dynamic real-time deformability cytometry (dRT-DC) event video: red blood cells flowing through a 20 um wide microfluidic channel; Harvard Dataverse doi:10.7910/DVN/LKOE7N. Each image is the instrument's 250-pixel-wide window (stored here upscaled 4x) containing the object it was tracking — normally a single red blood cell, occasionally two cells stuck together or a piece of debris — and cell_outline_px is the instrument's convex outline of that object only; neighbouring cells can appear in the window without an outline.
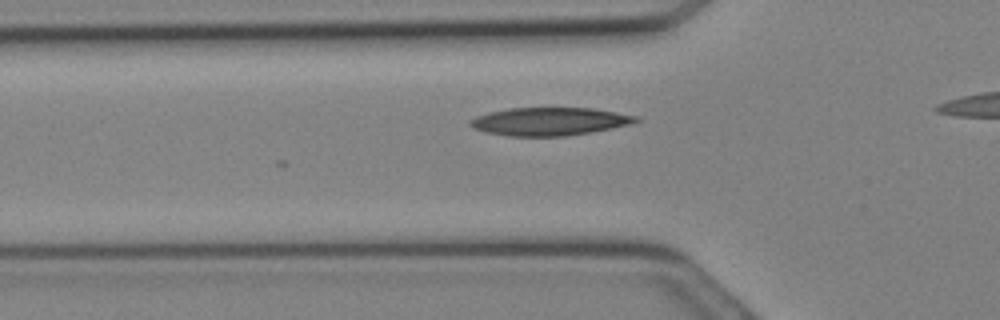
{"species": "Egyptian fruit bat (a non-hibernating species)", "species_latin": "Rousettus aegyptiacus", "temperature_condition": "cold", "stored_images_in_passage": 9, "camera_frame_rate_fps": 3000, "um_per_image_px": 0.085, "animal": {"sex": "female"}, "frame": {"image": 1, "passage_image": 6, "time_ms": 1.667, "image_size_px": [1000, 320], "cell_outline_px": [[644, 120], [632, 124], [592, 132], [568, 136], [508, 136], [484, 132], [472, 128], [468, 124], [468, 120], [476, 116], [488, 112], [508, 108], [592, 108], [640, 116]], "centroid_in_image_um": [46.73, 10.32], "position_along_channel_um": 79.1, "area_um2": 27.51}}
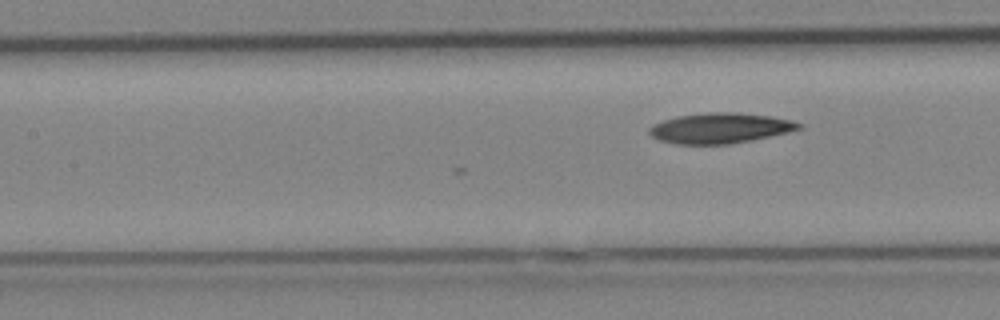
{"frame": {"image": 2, "passage_image": 9, "time_ms": 2.667, "image_size_px": [1000, 320], "cell_outline_px": [[804, 128], [788, 132], [752, 140], [728, 144], [676, 144], [660, 140], [652, 136], [648, 132], [648, 128], [652, 124], [676, 116], [704, 112], [736, 112], [772, 116], [792, 120], [804, 124]], "centroid_in_image_um": [61.23, 10.88], "position_along_channel_um": 146.2, "area_um2": 26.7}}